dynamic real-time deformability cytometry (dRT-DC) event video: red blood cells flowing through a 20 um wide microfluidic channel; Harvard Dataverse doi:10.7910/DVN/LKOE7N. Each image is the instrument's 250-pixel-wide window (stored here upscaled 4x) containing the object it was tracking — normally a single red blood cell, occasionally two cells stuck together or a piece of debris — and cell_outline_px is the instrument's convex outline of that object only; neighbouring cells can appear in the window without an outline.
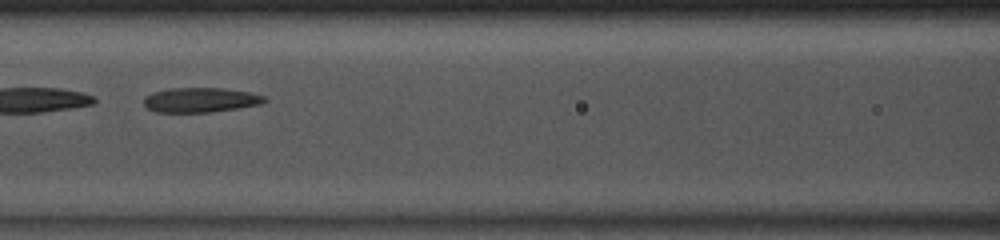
{"species": "common noctule bat (a hibernating species)", "species_latin": "Nyctalus noctula", "temperature_condition": "room temperature", "stored_images_in_passage": 33, "camera_frame_rate_fps": 3000, "um_per_image_px": 0.085, "animal": {"sex": "male", "body_mass_g": 13.0, "forearm_length_mm": 53.1}, "frame": {"image": 1, "passage_image": 10, "time_ms": 3.0, "image_size_px": [1000, 240], "cell_outline_px": [[268, 100], [264, 104], [208, 112], [156, 112], [148, 108], [144, 104], [144, 96], [152, 92], [168, 88], [220, 88], [248, 92], [264, 96]], "centroid_in_image_um": [17.03, 8.49], "position_along_channel_um": 149.6, "area_um2": 17.34}, "authors_computed_cell_mechanics": {"area_um2": 17.8024, "velocity_mm_per_s": 4.0984, "shape_relaxation_time_tau1_ms": 4.1378, "shape_relaxation_time_tau2_ms": 1.2451, "deformation_change_tau1": 0.1237, "deformation_change_tau2": 0.0888}}